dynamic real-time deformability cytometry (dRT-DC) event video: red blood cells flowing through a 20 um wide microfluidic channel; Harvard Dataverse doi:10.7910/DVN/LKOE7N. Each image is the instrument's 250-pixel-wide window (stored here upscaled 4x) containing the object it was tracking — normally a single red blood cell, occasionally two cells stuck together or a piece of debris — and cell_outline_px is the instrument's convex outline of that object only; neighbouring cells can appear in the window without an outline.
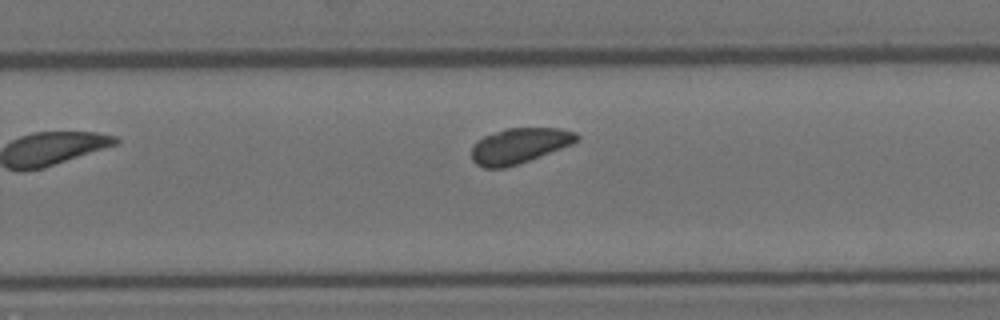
{"species": "Egyptian fruit bat (a non-hibernating species)", "species_latin": "Rousettus aegyptiacus", "temperature_condition": "room temperature", "stored_images_in_passage": 8, "camera_frame_rate_fps": 3000, "um_per_image_px": 0.085, "animal": {"sex": "female"}, "frame": {"image": 1, "passage_image": 8, "time_ms": 2.333, "image_size_px": [1000, 320], "cell_outline_px": [[580, 136], [572, 144], [528, 160], [504, 168], [484, 168], [476, 164], [472, 160], [472, 148], [484, 136], [508, 128], [560, 128], [576, 132]], "centroid_in_image_um": [44.15, 12.38], "position_along_channel_um": 285.7, "area_um2": 21.21}}